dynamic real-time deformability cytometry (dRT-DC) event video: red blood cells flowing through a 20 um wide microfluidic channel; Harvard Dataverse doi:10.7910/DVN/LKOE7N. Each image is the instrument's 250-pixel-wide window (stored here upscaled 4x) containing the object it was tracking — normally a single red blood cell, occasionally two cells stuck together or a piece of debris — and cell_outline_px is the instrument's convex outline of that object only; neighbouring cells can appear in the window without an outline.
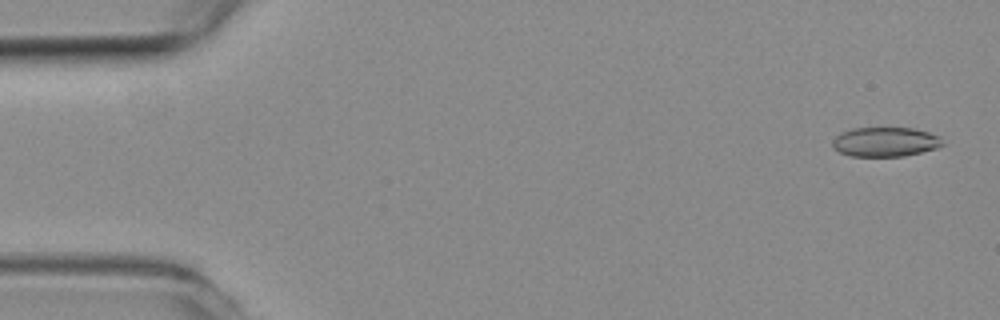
{"species": "common noctule bat (a hibernating species)", "species_latin": "Nyctalus noctula", "temperature_condition": "room temperature", "stored_images_in_passage": 54, "camera_frame_rate_fps": 3000, "um_per_image_px": 0.085, "animal": {"sex": "female", "body_mass_g": 19.3, "forearm_length_mm": 54.1}, "frame": {"image": 1, "passage_image": 2, "time_ms": 0.333, "image_size_px": [1000, 320], "cell_outline_px": [[944, 144], [936, 148], [904, 156], [852, 156], [840, 152], [832, 148], [832, 140], [840, 132], [852, 128], [912, 128], [928, 132], [940, 136]], "centroid_in_image_um": [75.22, 12.05], "position_along_channel_um": 9.8, "area_um2": 18.9}}
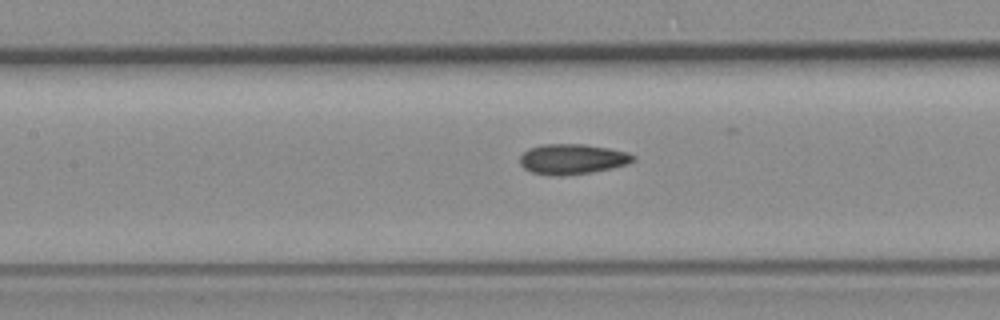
{"frame": {"image": 2, "passage_image": 25, "time_ms": 8.0, "image_size_px": [1000, 320], "cell_outline_px": [[636, 160], [628, 164], [612, 168], [592, 172], [564, 176], [548, 176], [532, 172], [524, 168], [520, 164], [520, 156], [528, 148], [544, 144], [584, 144], [608, 148], [628, 152], [636, 156]], "centroid_in_image_um": [48.66, 13.53], "position_along_channel_um": 158.7, "area_um2": 20.23}}
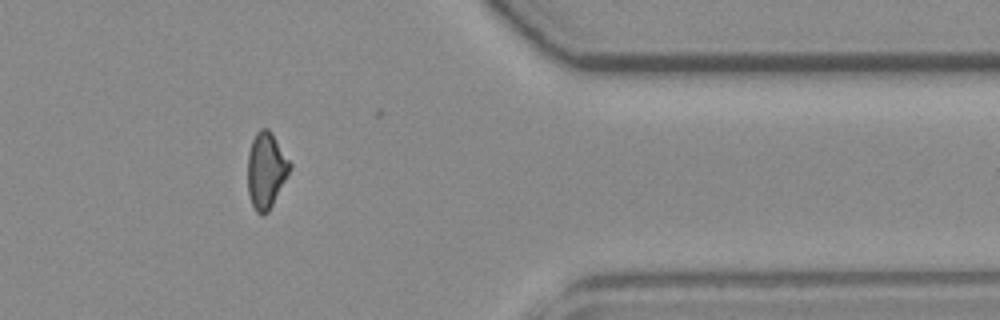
{"frame": {"image": 3, "passage_image": 46, "time_ms": 15.0, "image_size_px": [1000, 320], "cell_outline_px": [[292, 168], [268, 212], [264, 216], [260, 216], [256, 212], [252, 204], [248, 192], [248, 152], [252, 140], [256, 132], [260, 128], [268, 128], [272, 132], [292, 164]], "centroid_in_image_um": [22.62, 14.47], "position_along_channel_um": 388.8, "area_um2": 18.84}, "authors_computed_cell_mechanics": {"area_um2": 19.5364, "velocity_mm_per_s": 3.6124, "shape_relaxation_time_tau1_ms": null, "shape_relaxation_time_tau2_ms": 3.0994, "deformation_change_tau1": null, "deformation_change_tau2": 0.0977}}